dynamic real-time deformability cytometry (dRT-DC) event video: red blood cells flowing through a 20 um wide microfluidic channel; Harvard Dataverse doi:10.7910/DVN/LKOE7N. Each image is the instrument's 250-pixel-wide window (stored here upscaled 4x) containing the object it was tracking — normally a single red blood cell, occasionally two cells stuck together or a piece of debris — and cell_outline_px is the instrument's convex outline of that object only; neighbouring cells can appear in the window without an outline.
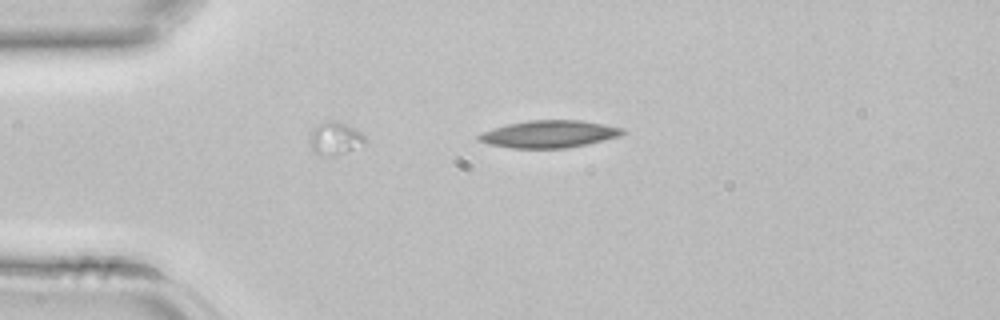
{"species": "common noctule bat (a hibernating species)", "species_latin": "Nyctalus noctula", "temperature_condition": "room temperature", "stored_images_in_passage": 6, "segment_of_instrument_passage": [3, 3], "camera_frame_rate_fps": 3000, "um_per_image_px": 0.085, "animal": {"sex": "female", "body_mass_g": 22.7, "forearm_length_mm": 54.2}, "frame": {"image": 1, "passage_image": 6, "time_ms": 1.667, "image_size_px": [1000, 320], "cell_outline_px": [[628, 132], [620, 136], [604, 140], [564, 148], [512, 148], [488, 144], [480, 140], [476, 136], [480, 132], [508, 124], [528, 120], [580, 120], [604, 124], [624, 128]], "centroid_in_image_um": [46.69, 11.39], "position_along_channel_um": 38.3, "area_um2": 22.83}}